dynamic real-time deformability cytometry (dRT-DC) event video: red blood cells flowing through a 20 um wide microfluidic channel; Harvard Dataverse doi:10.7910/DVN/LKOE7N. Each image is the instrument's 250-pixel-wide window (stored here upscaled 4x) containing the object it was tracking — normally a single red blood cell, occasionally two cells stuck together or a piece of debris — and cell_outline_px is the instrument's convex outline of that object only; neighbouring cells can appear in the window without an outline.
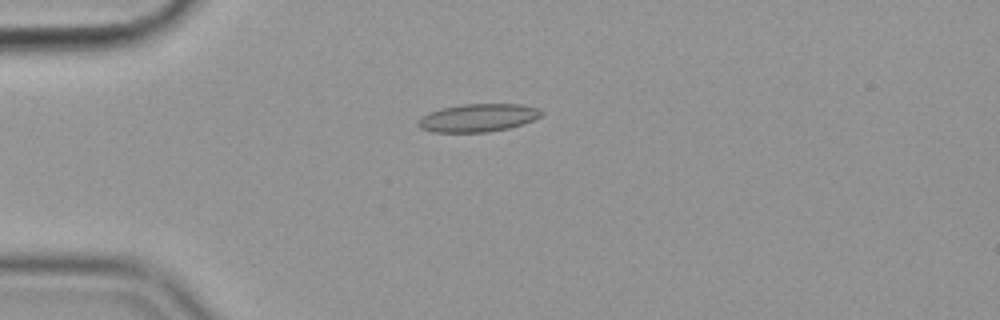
{"species": "common noctule bat (a hibernating species)", "species_latin": "Nyctalus noctula", "temperature_condition": "cold", "stored_images_in_passage": 57, "camera_frame_rate_fps": 3000, "um_per_image_px": 0.085, "animal": {"sex": "female", "body_mass_g": 19.9}, "frame": {"image": 1, "passage_image": 15, "time_ms": 4.667, "image_size_px": [1000, 320], "cell_outline_px": [[544, 112], [540, 116], [532, 120], [508, 128], [488, 132], [432, 132], [420, 128], [416, 124], [428, 112], [440, 108], [460, 104], [520, 104], [536, 108]], "centroid_in_image_um": [40.59, 10.01], "position_along_channel_um": 44.4, "area_um2": 19.94}}
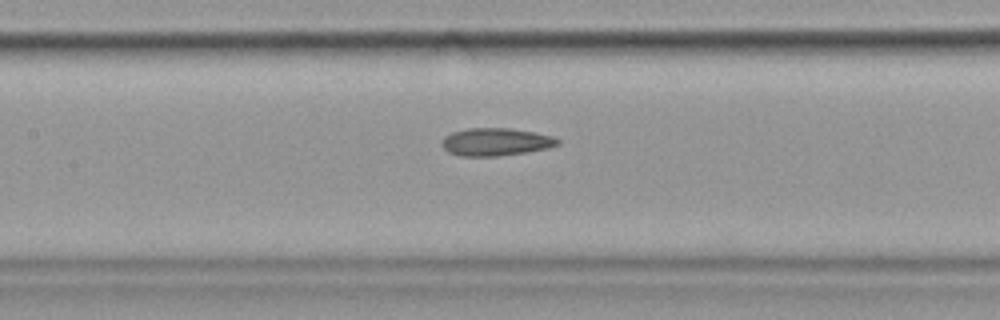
{"frame": {"image": 2, "passage_image": 27, "time_ms": 8.667, "image_size_px": [1000, 320], "cell_outline_px": [[560, 144], [548, 148], [524, 152], [496, 156], [460, 156], [448, 152], [440, 144], [444, 136], [452, 132], [468, 128], [508, 128], [532, 132], [552, 136], [560, 140]], "centroid_in_image_um": [42.1, 12.06], "position_along_channel_um": 165.3, "area_um2": 18.61}}
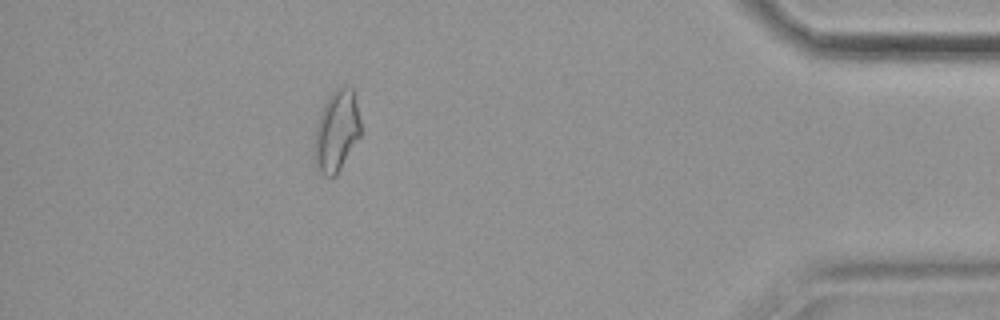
{"frame": {"image": 3, "passage_image": 51, "time_ms": 16.667, "image_size_px": [1000, 320], "cell_outline_px": [[360, 136], [336, 176], [324, 176], [316, 172], [316, 124], [320, 112], [328, 96], [336, 88], [344, 84], [352, 88], [360, 120]], "centroid_in_image_um": [28.61, 11.13], "position_along_channel_um": 406.6, "area_um2": 21.68}, "authors_computed_cell_mechanics": {"area_um2": 19.1318, "velocity_mm_per_s": 3.5837, "shape_relaxation_time_tau1_ms": null, "shape_relaxation_time_tau2_ms": 4.6416, "deformation_change_tau1": null, "deformation_change_tau2": 0.1389}}